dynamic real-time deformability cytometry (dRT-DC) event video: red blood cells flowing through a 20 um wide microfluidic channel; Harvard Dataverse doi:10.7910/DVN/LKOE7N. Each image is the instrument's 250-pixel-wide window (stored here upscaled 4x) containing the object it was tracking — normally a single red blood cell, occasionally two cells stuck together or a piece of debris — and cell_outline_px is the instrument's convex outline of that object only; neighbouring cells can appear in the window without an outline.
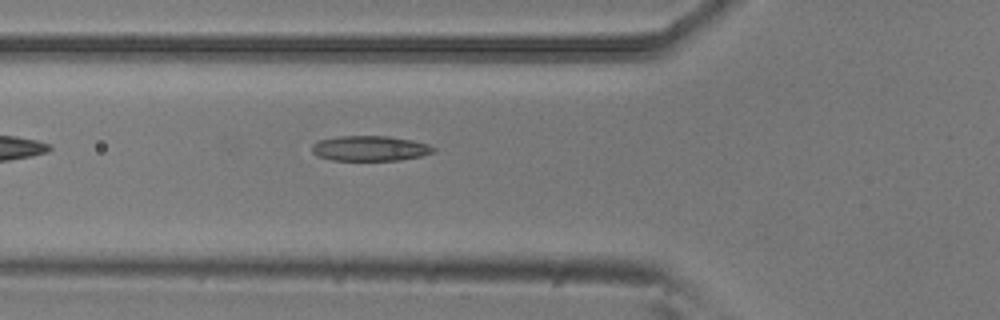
{"species": "common noctule bat (a hibernating species)", "species_latin": "Nyctalus noctula", "temperature_condition": "room temperature", "stored_images_in_passage": 27, "camera_frame_rate_fps": 3000, "um_per_image_px": 0.085, "animal": {"sex": "male", "body_mass_g": 20.5, "forearm_length_mm": 52.5}, "frame": {"image": 1, "passage_image": 4, "time_ms": 1.0, "image_size_px": [1000, 320], "cell_outline_px": [[436, 152], [420, 156], [400, 160], [332, 160], [316, 156], [312, 152], [312, 144], [316, 140], [336, 136], [388, 136], [412, 140], [428, 144], [436, 148]], "centroid_in_image_um": [31.42, 12.6], "position_along_channel_um": 94.4, "area_um2": 18.03}}
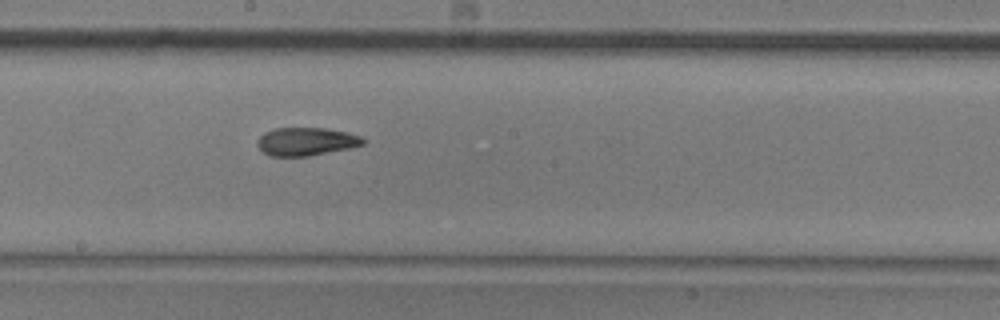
{"frame": {"image": 2, "passage_image": 14, "time_ms": 4.333, "image_size_px": [1000, 320], "cell_outline_px": [[364, 144], [348, 148], [308, 156], [272, 156], [264, 152], [256, 144], [260, 136], [264, 132], [276, 128], [328, 128], [348, 132], [360, 136], [364, 140]], "centroid_in_image_um": [26.02, 12.02], "position_along_channel_um": 222.2, "area_um2": 17.17}}
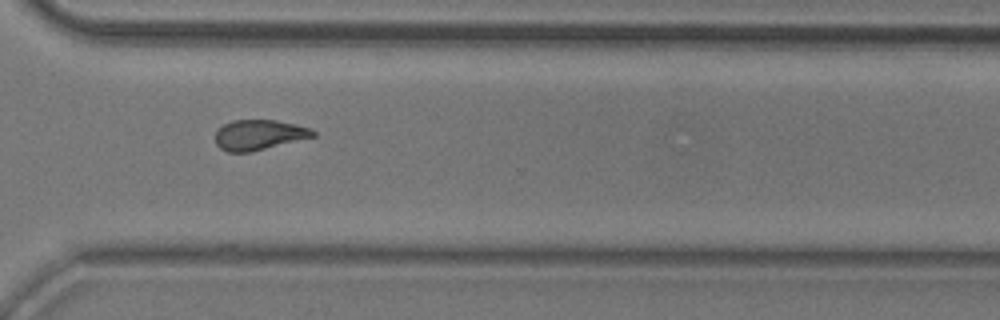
{"frame": {"image": 3, "passage_image": 24, "time_ms": 7.667, "image_size_px": [1000, 320], "cell_outline_px": [[316, 136], [252, 152], [228, 152], [220, 148], [216, 144], [216, 132], [224, 124], [232, 120], [276, 120], [296, 124], [308, 128], [316, 132]], "centroid_in_image_um": [22.02, 11.47], "position_along_channel_um": 348.6, "area_um2": 17.17}, "authors_computed_cell_mechanics": {"area_um2": 17.6868, "velocity_mm_per_s": 3.8048, "shape_relaxation_time_tau1_ms": null, "shape_relaxation_time_tau2_ms": 4.1905, "deformation_change_tau1": null, "deformation_change_tau2": 0.1152}}